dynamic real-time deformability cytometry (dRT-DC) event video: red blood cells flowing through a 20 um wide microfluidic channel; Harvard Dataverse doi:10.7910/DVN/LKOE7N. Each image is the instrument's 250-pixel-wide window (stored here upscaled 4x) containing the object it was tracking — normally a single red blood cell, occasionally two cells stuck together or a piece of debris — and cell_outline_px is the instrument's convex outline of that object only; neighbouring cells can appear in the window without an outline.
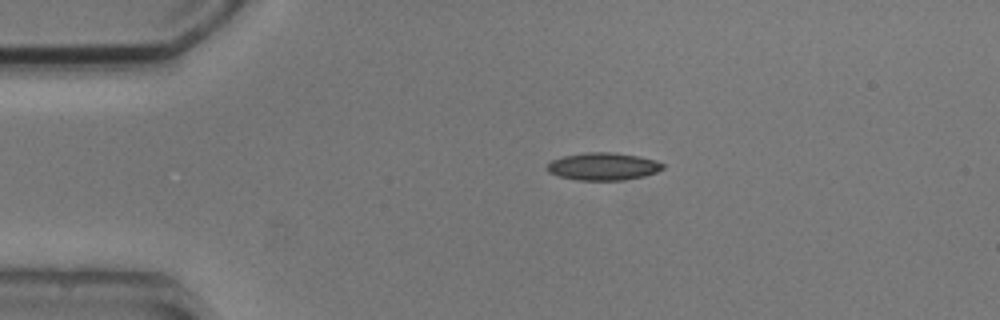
{"species": "common noctule bat (a hibernating species)", "species_latin": "Nyctalus noctula", "temperature_condition": "cold", "stored_images_in_passage": 3, "camera_frame_rate_fps": 3000, "um_per_image_px": 0.085, "animal": {"sex": "male", "body_mass_g": 20.5, "forearm_length_mm": 52.5}, "frame": {"image": 1, "passage_image": 1, "time_ms": 0.0, "image_size_px": [1000, 320], "cell_outline_px": [[664, 168], [656, 172], [644, 176], [624, 180], [576, 180], [560, 176], [548, 172], [544, 168], [552, 160], [564, 156], [584, 152], [612, 152], [640, 156], [656, 160], [664, 164]], "centroid_in_image_um": [51.27, 14.14], "position_along_channel_um": 33.7, "area_um2": 18.67}}
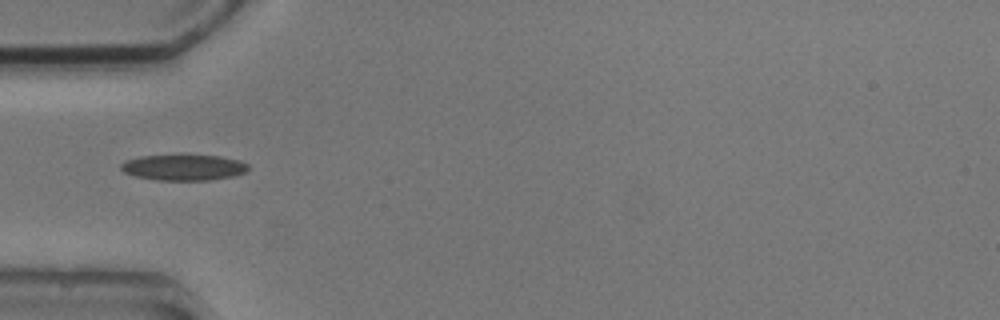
{"frame": {"image": 2, "passage_image": 2, "time_ms": 2.0, "image_size_px": [1000, 320], "cell_outline_px": [[248, 168], [244, 172], [232, 176], [208, 180], [160, 180], [136, 176], [124, 172], [120, 168], [120, 164], [124, 160], [140, 156], [180, 152], [184, 152], [220, 156], [240, 160], [248, 164]], "centroid_in_image_um": [15.57, 14.17], "position_along_channel_um": 69.4, "area_um2": 20.06}}